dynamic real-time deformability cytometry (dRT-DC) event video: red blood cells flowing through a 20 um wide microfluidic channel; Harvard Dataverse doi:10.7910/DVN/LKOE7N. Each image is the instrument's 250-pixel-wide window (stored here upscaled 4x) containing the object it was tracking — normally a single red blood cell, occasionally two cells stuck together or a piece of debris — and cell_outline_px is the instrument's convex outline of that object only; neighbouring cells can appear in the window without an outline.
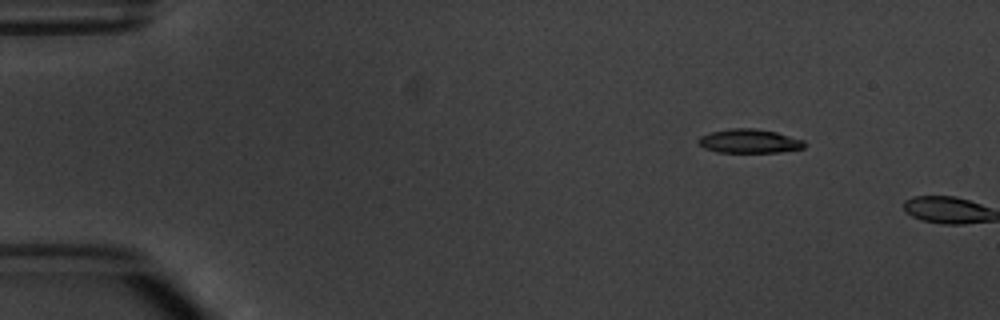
{"species": "common noctule bat (a hibernating species)", "species_latin": "Nyctalus noctula", "temperature_condition": "warm", "stored_images_in_passage": 2, "camera_frame_rate_fps": 3000, "um_per_image_px": 0.085, "animal": {"sex": "male", "body_mass_g": 20.1, "forearm_length_mm": 53.5}, "frame": {"image": 1, "passage_image": 1, "time_ms": 0.0, "image_size_px": [1000, 320], "cell_outline_px": [[808, 144], [804, 148], [780, 152], [716, 152], [704, 148], [696, 140], [700, 136], [712, 132], [732, 128], [752, 128], [776, 132], [804, 140]], "centroid_in_image_um": [63.71, 12.0], "position_along_channel_um": 21.3, "area_um2": 14.8}}